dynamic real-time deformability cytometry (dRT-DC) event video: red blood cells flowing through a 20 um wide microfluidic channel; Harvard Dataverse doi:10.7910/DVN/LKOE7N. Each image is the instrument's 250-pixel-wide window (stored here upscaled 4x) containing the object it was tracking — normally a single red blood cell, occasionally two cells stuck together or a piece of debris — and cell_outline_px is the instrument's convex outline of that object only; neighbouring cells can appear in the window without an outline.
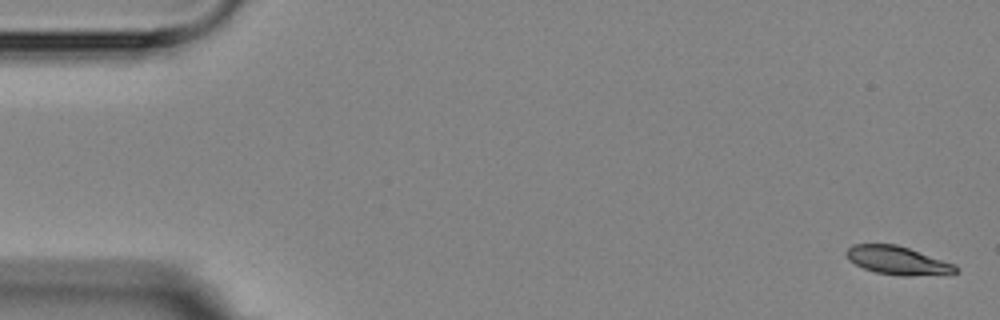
{"species": "Egyptian fruit bat (a non-hibernating species)", "species_latin": "Rousettus aegyptiacus", "temperature_condition": "room temperature", "stored_images_in_passage": 6, "camera_frame_rate_fps": 3000, "um_per_image_px": 0.085, "animal": {"sex": "female"}, "frame": {"image": 1, "passage_image": 1, "time_ms": 0.0, "image_size_px": [1000, 320], "cell_outline_px": [[960, 272], [948, 276], [900, 276], [876, 272], [864, 268], [848, 260], [844, 252], [852, 244], [896, 244], [956, 264], [960, 268]], "centroid_in_image_um": [76.4, 22.17], "position_along_channel_um": 8.6, "area_um2": 18.61}}
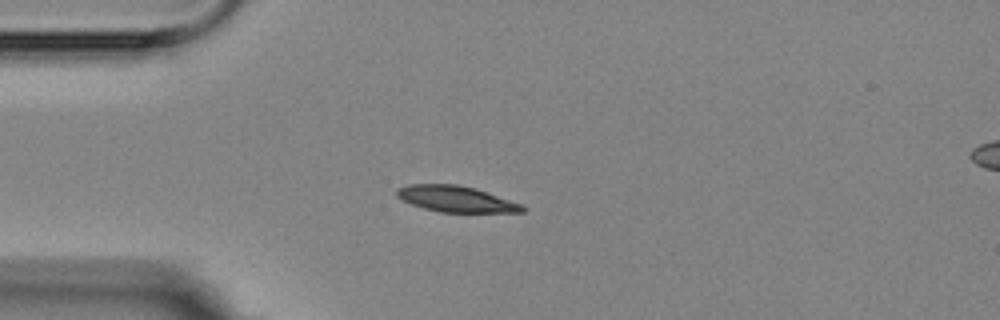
{"frame": {"image": 2, "passage_image": 4, "time_ms": 4.333, "image_size_px": [1000, 320], "cell_outline_px": [[524, 212], [440, 212], [424, 208], [412, 204], [396, 196], [396, 188], [408, 184], [456, 184], [472, 188], [524, 204]], "centroid_in_image_um": [38.74, 16.91], "position_along_channel_um": 46.3, "area_um2": 18.84}}
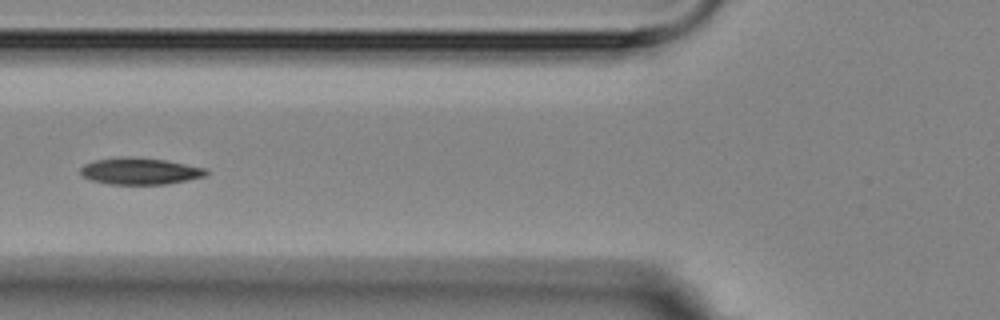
{"frame": {"image": 3, "passage_image": 6, "time_ms": 6.667, "image_size_px": [1000, 320], "cell_outline_px": [[208, 176], [168, 184], [108, 184], [92, 180], [84, 176], [80, 172], [80, 168], [84, 164], [96, 160], [164, 160], [204, 168], [208, 172]], "centroid_in_image_um": [11.95, 14.61], "position_along_channel_um": 113.8, "area_um2": 18.38}}